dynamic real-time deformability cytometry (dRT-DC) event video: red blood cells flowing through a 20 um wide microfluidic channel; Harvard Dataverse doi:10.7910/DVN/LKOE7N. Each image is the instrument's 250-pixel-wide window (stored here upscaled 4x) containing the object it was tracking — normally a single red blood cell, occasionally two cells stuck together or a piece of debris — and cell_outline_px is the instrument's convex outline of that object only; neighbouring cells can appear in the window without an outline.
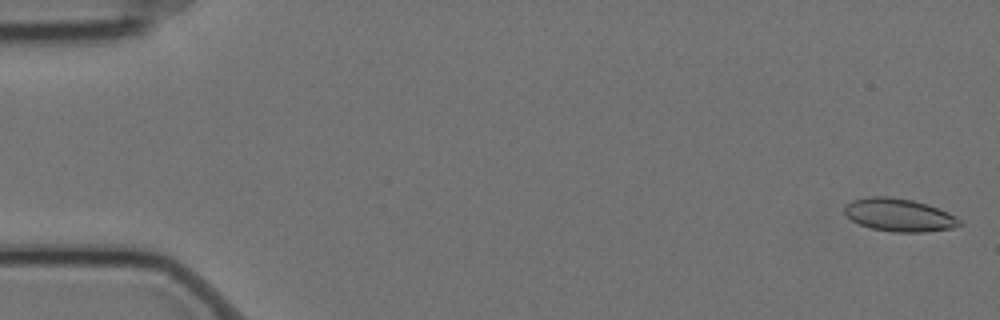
{"species": "Egyptian fruit bat (a non-hibernating species)", "species_latin": "Rousettus aegyptiacus", "temperature_condition": "cold", "stored_images_in_passage": 59, "camera_frame_rate_fps": 3000, "um_per_image_px": 0.085, "animal": {"sex": "female"}, "frame": {"image": 1, "passage_image": 2, "time_ms": 0.333, "image_size_px": [1000, 320], "cell_outline_px": [[964, 224], [952, 228], [924, 232], [892, 232], [872, 228], [860, 224], [852, 220], [844, 212], [844, 208], [852, 200], [868, 196], [888, 196], [912, 200], [928, 204], [948, 212], [960, 220]], "centroid_in_image_um": [76.44, 18.27], "position_along_channel_um": 8.6, "area_um2": 22.02}}
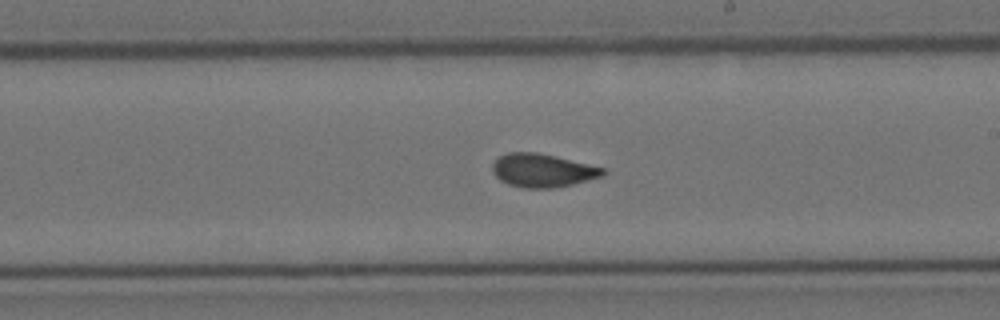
{"frame": {"image": 2, "passage_image": 34, "time_ms": 11.0, "image_size_px": [1000, 320], "cell_outline_px": [[608, 172], [604, 176], [572, 184], [552, 188], [524, 188], [508, 184], [500, 180], [492, 172], [492, 164], [500, 156], [508, 152], [536, 152], [604, 168]], "centroid_in_image_um": [46.11, 14.49], "position_along_channel_um": 242.9, "area_um2": 21.33}}
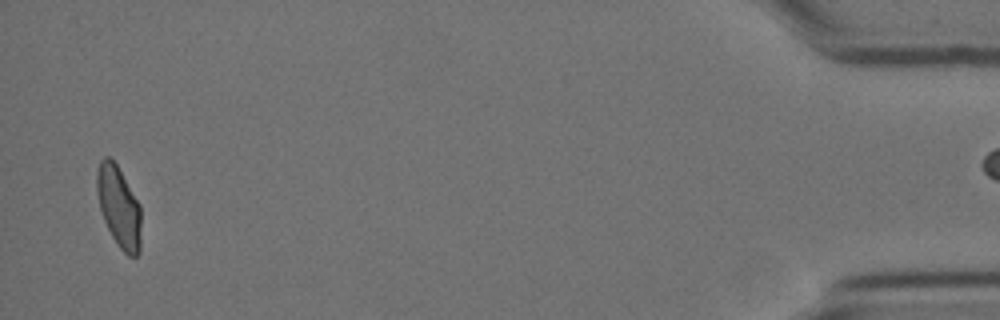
{"frame": {"image": 3, "passage_image": 57, "time_ms": 18.667, "image_size_px": [1000, 320], "cell_outline_px": [[140, 252], [136, 256], [128, 256], [116, 244], [104, 220], [100, 208], [96, 192], [96, 172], [100, 160], [104, 156], [112, 156], [140, 204]], "centroid_in_image_um": [10.09, 17.54], "position_along_channel_um": 425.1, "area_um2": 21.1}, "authors_computed_cell_mechanics": {"area_um2": 21.4438, "velocity_mm_per_s": 3.4993, "shape_relaxation_time_tau1_ms": null, "shape_relaxation_time_tau2_ms": 1.2899, "deformation_change_tau1": null, "deformation_change_tau2": 0.0539}}